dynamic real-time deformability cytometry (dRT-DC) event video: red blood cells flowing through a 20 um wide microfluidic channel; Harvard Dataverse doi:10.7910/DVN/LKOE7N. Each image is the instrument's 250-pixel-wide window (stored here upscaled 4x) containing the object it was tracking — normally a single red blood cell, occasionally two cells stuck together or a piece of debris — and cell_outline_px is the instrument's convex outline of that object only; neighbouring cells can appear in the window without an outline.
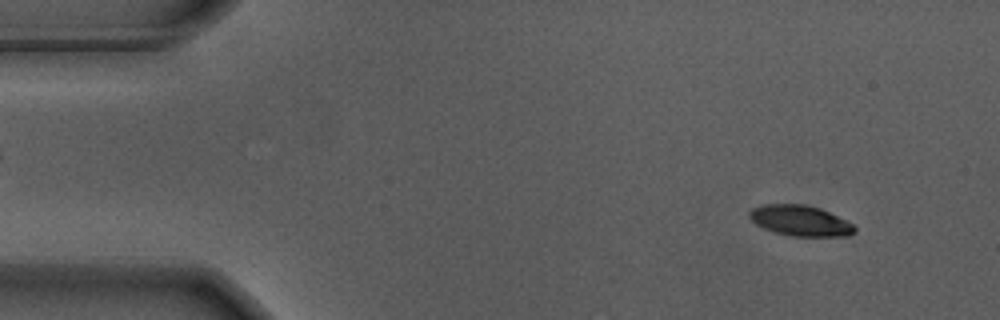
{"species": "Egyptian fruit bat (a non-hibernating species)", "species_latin": "Rousettus aegyptiacus", "temperature_condition": "warm", "stored_images_in_passage": 56, "camera_frame_rate_fps": 3000, "um_per_image_px": 0.085, "animal": {"sex": "male"}, "frame": {"image": 1, "passage_image": 5, "time_ms": 1.333, "image_size_px": [1000, 320], "cell_outline_px": [[856, 232], [848, 236], [792, 236], [776, 232], [764, 228], [756, 224], [748, 216], [748, 212], [752, 208], [764, 204], [804, 204], [820, 208], [852, 224], [856, 228]], "centroid_in_image_um": [68.0, 18.75], "position_along_channel_um": 17.0, "area_um2": 18.61}}
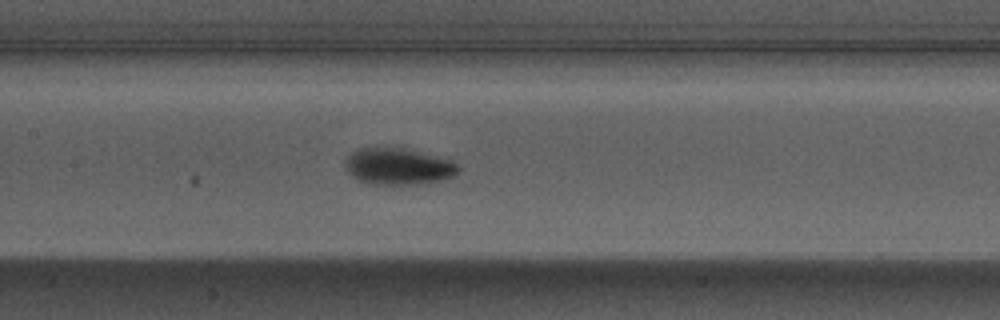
{"frame": {"image": 2, "passage_image": 26, "time_ms": 8.333, "image_size_px": [1000, 320], "cell_outline_px": [[460, 172], [452, 176], [440, 180], [420, 184], [392, 188], [372, 184], [356, 180], [344, 168], [344, 160], [356, 148], [400, 148], [452, 160], [460, 168]], "centroid_in_image_um": [33.79, 14.2], "position_along_channel_um": 173.6, "area_um2": 24.68}}
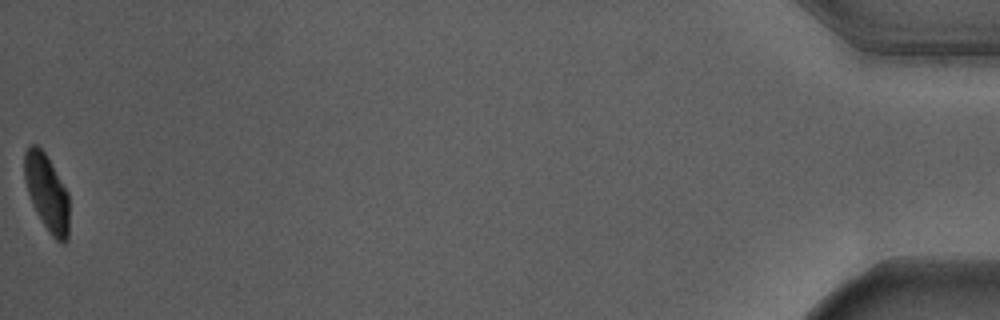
{"frame": {"image": 3, "passage_image": 56, "time_ms": 18.333, "image_size_px": [1000, 320], "cell_outline_px": [[68, 240], [64, 244], [60, 244], [48, 232], [32, 204], [24, 180], [24, 152], [28, 144], [36, 144], [44, 152], [68, 192]], "centroid_in_image_um": [3.97, 16.38], "position_along_channel_um": 431.2, "area_um2": 20.0}, "authors_computed_cell_mechanics": {"area_um2": 21.675, "velocity_mm_per_s": 3.649, "shape_relaxation_time_tau1_ms": 1.5588, "shape_relaxation_time_tau2_ms": 1.3638, "deformation_change_tau1": 0.1694, "deformation_change_tau2": 0.0472}}